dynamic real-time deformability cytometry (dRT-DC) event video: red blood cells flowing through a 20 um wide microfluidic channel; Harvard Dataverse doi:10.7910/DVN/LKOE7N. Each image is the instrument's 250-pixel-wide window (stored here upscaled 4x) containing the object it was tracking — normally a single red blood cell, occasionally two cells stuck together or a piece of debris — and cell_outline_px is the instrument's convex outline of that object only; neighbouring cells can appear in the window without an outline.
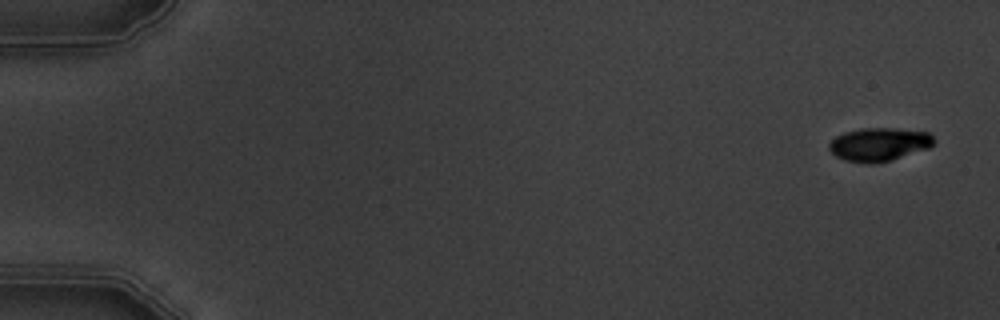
{"species": "common noctule bat (a hibernating species)", "species_latin": "Nyctalus noctula", "temperature_condition": "warm", "stored_images_in_passage": 7, "camera_frame_rate_fps": 3000, "um_per_image_px": 0.085, "animal": {"sex": "male", "body_mass_g": 19.5, "forearm_length_mm": 54.6}, "frame": {"image": 1, "passage_image": 1, "time_ms": 0.0, "image_size_px": [1000, 320], "cell_outline_px": [[936, 140], [928, 148], [892, 160], [872, 164], [868, 164], [844, 160], [836, 156], [828, 148], [828, 144], [836, 136], [844, 132], [860, 128], [896, 128], [928, 132]], "centroid_in_image_um": [74.71, 12.27], "position_along_channel_um": 10.3, "area_um2": 20.46}}
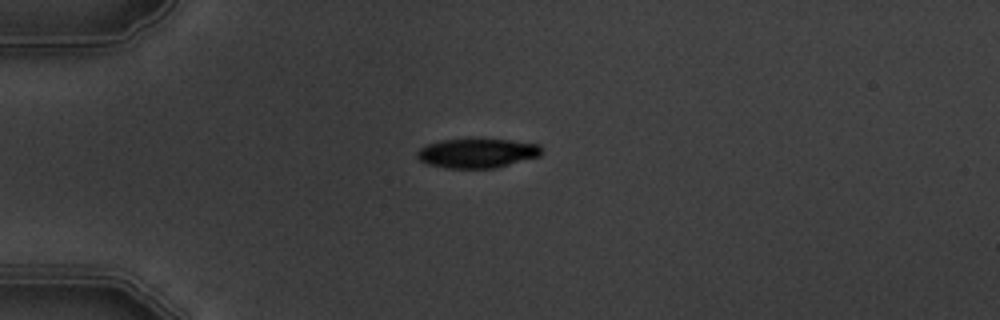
{"frame": {"image": 2, "passage_image": 4, "time_ms": 4.333, "image_size_px": [1000, 320], "cell_outline_px": [[544, 148], [540, 156], [496, 168], [444, 168], [428, 164], [420, 160], [416, 156], [416, 152], [420, 148], [428, 144], [440, 140], [512, 140], [540, 144]], "centroid_in_image_um": [40.59, 13.03], "position_along_channel_um": 44.4, "area_um2": 21.27}}
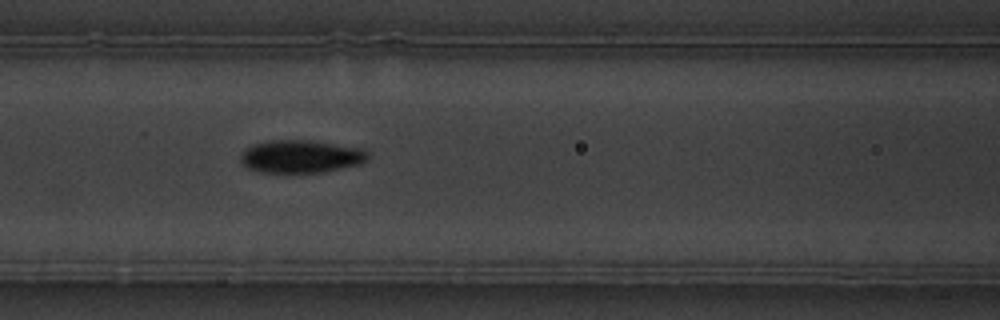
{"frame": {"image": 3, "passage_image": 7, "time_ms": 7.667, "image_size_px": [1000, 320], "cell_outline_px": [[368, 156], [360, 164], [324, 172], [260, 172], [248, 168], [240, 160], [240, 156], [244, 148], [252, 144], [268, 140], [308, 140], [364, 148], [368, 152]], "centroid_in_image_um": [25.55, 13.29], "position_along_channel_um": 141.1, "area_um2": 24.39}}